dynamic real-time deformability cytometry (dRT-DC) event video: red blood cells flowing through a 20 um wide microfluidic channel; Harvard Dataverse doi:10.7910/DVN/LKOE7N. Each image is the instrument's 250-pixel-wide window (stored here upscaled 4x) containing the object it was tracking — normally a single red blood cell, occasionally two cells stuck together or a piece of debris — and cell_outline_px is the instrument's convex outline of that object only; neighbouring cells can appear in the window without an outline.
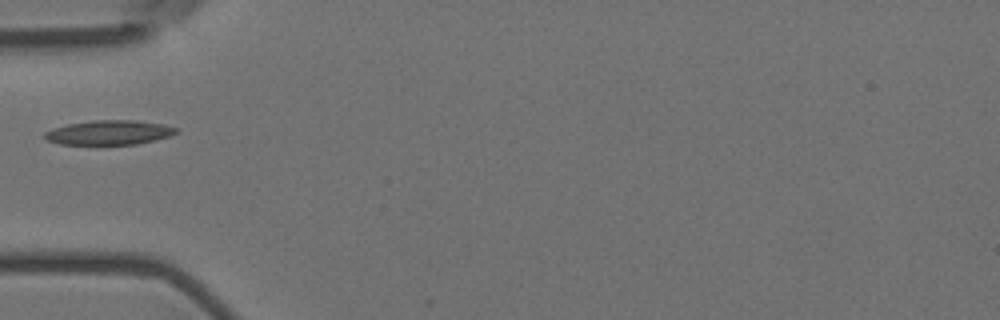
{"species": "Egyptian fruit bat (a non-hibernating species)", "species_latin": "Rousettus aegyptiacus", "temperature_condition": "room temperature", "stored_images_in_passage": 6, "camera_frame_rate_fps": 3000, "um_per_image_px": 0.085, "animal": {"sex": "female"}, "frame": {"image": 1, "passage_image": 1, "time_ms": 0.0, "image_size_px": [1000, 320], "cell_outline_px": [[180, 132], [172, 136], [136, 144], [60, 144], [48, 140], [44, 136], [44, 132], [52, 128], [68, 124], [92, 120], [136, 120], [164, 124], [180, 128]], "centroid_in_image_um": [9.35, 11.25], "position_along_channel_um": 75.7, "area_um2": 18.9}}
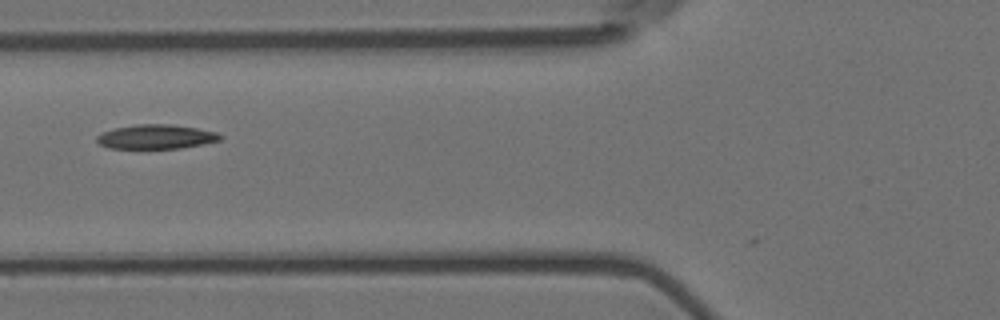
{"frame": {"image": 2, "passage_image": 4, "time_ms": 1.0, "image_size_px": [1000, 320], "cell_outline_px": [[224, 136], [220, 140], [204, 144], [180, 148], [140, 152], [108, 148], [100, 144], [96, 140], [96, 136], [104, 132], [116, 128], [136, 124], [172, 124], [196, 128], [216, 132]], "centroid_in_image_um": [13.23, 11.68], "position_along_channel_um": 112.6, "area_um2": 18.44}}